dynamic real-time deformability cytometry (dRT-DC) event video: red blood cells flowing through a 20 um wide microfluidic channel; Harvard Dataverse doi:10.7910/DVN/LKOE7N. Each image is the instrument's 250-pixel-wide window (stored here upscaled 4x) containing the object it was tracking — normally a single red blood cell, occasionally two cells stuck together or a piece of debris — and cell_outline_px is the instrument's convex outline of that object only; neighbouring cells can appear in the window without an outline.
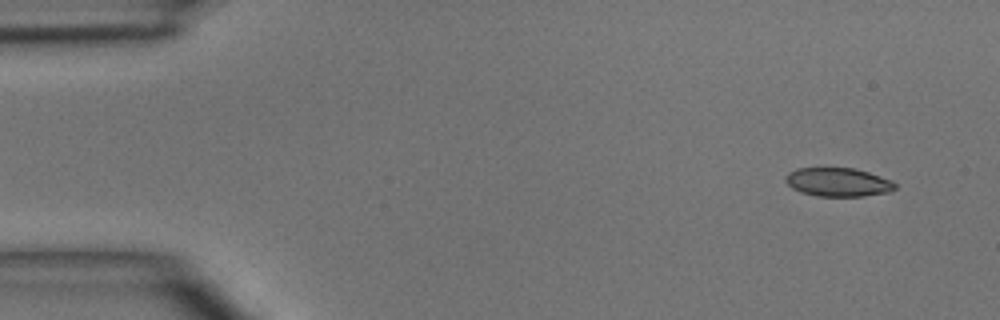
{"species": "common noctule bat (a hibernating species)", "species_latin": "Nyctalus noctula", "temperature_condition": "room temperature", "stored_images_in_passage": 5, "camera_frame_rate_fps": 3000, "um_per_image_px": 0.085, "animal": {"sex": "male", "body_mass_g": 15.6}, "frame": {"image": 1, "passage_image": 1, "time_ms": 0.0, "image_size_px": [1000, 320], "cell_outline_px": [[896, 188], [888, 192], [864, 196], [816, 196], [800, 192], [792, 188], [784, 180], [784, 176], [788, 172], [796, 168], [856, 168], [892, 180], [896, 184]], "centroid_in_image_um": [71.21, 15.48], "position_along_channel_um": 13.8, "area_um2": 18.44}}
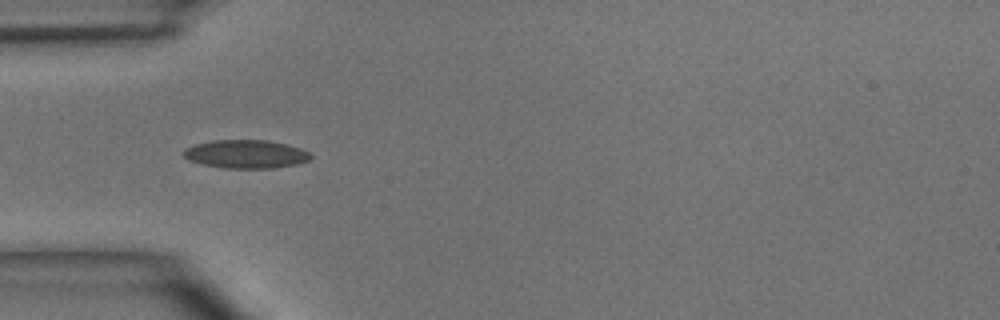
{"frame": {"image": 2, "passage_image": 4, "time_ms": 3.667, "image_size_px": [1000, 320], "cell_outline_px": [[312, 156], [308, 160], [296, 164], [272, 168], [224, 168], [204, 164], [188, 160], [184, 156], [184, 148], [196, 144], [212, 140], [268, 140], [288, 144], [300, 148], [308, 152]], "centroid_in_image_um": [20.9, 13.09], "position_along_channel_um": 64.1, "area_um2": 20.92}}
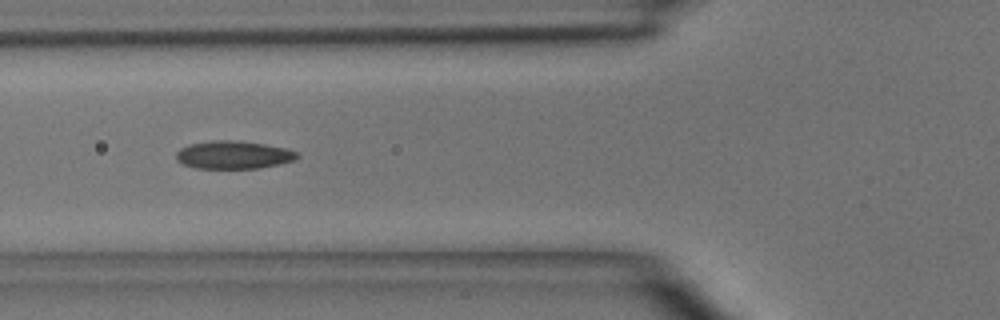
{"frame": {"image": 3, "passage_image": 5, "time_ms": 4.667, "image_size_px": [1000, 320], "cell_outline_px": [[300, 156], [292, 160], [276, 164], [256, 168], [196, 168], [184, 164], [176, 160], [176, 152], [180, 148], [192, 144], [212, 140], [240, 140], [288, 148], [296, 152]], "centroid_in_image_um": [19.83, 13.15], "position_along_channel_um": 106.0, "area_um2": 19.54}}